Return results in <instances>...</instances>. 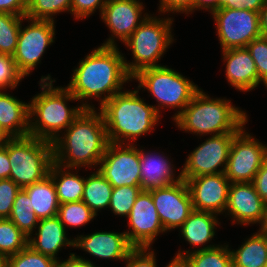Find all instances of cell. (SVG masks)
Listing matches in <instances>:
<instances>
[{
    "mask_svg": "<svg viewBox=\"0 0 267 267\" xmlns=\"http://www.w3.org/2000/svg\"><path fill=\"white\" fill-rule=\"evenodd\" d=\"M84 57L73 69L71 80L65 87L85 109H96L89 99H96L101 107L122 92L123 85L133 81L118 46H98Z\"/></svg>",
    "mask_w": 267,
    "mask_h": 267,
    "instance_id": "6da1fadb",
    "label": "cell"
},
{
    "mask_svg": "<svg viewBox=\"0 0 267 267\" xmlns=\"http://www.w3.org/2000/svg\"><path fill=\"white\" fill-rule=\"evenodd\" d=\"M101 112L84 109L52 143L54 162L68 168H96L109 144Z\"/></svg>",
    "mask_w": 267,
    "mask_h": 267,
    "instance_id": "7a4b0ae2",
    "label": "cell"
},
{
    "mask_svg": "<svg viewBox=\"0 0 267 267\" xmlns=\"http://www.w3.org/2000/svg\"><path fill=\"white\" fill-rule=\"evenodd\" d=\"M139 89L123 90L106 101L101 112L110 143L131 144L140 136L151 133L161 116L153 105L139 96Z\"/></svg>",
    "mask_w": 267,
    "mask_h": 267,
    "instance_id": "3957f363",
    "label": "cell"
},
{
    "mask_svg": "<svg viewBox=\"0 0 267 267\" xmlns=\"http://www.w3.org/2000/svg\"><path fill=\"white\" fill-rule=\"evenodd\" d=\"M56 80L48 74L42 76L40 93L30 98L29 136L54 142L85 109L82 105L71 107L69 102L77 98L62 86H53Z\"/></svg>",
    "mask_w": 267,
    "mask_h": 267,
    "instance_id": "277c9868",
    "label": "cell"
},
{
    "mask_svg": "<svg viewBox=\"0 0 267 267\" xmlns=\"http://www.w3.org/2000/svg\"><path fill=\"white\" fill-rule=\"evenodd\" d=\"M248 118L246 111L235 107L230 99L212 98L200 88L173 122L180 130L202 138L209 134L238 133Z\"/></svg>",
    "mask_w": 267,
    "mask_h": 267,
    "instance_id": "5b68a950",
    "label": "cell"
},
{
    "mask_svg": "<svg viewBox=\"0 0 267 267\" xmlns=\"http://www.w3.org/2000/svg\"><path fill=\"white\" fill-rule=\"evenodd\" d=\"M149 14L123 42L132 52V62L124 57L128 74L133 77L145 68L162 66L158 64L167 49L173 44L172 33L174 17H159Z\"/></svg>",
    "mask_w": 267,
    "mask_h": 267,
    "instance_id": "8992f818",
    "label": "cell"
},
{
    "mask_svg": "<svg viewBox=\"0 0 267 267\" xmlns=\"http://www.w3.org/2000/svg\"><path fill=\"white\" fill-rule=\"evenodd\" d=\"M138 81L139 90H146L153 96L158 105H153L156 112L161 115L162 109L177 110L172 116L174 120L191 102L195 93L200 89L180 72L166 65L145 68L132 77ZM166 107V108H165ZM161 110V111H160Z\"/></svg>",
    "mask_w": 267,
    "mask_h": 267,
    "instance_id": "52a82bcc",
    "label": "cell"
},
{
    "mask_svg": "<svg viewBox=\"0 0 267 267\" xmlns=\"http://www.w3.org/2000/svg\"><path fill=\"white\" fill-rule=\"evenodd\" d=\"M8 157L9 179L24 188L49 175L54 162L53 144L32 136L9 138Z\"/></svg>",
    "mask_w": 267,
    "mask_h": 267,
    "instance_id": "ba28073f",
    "label": "cell"
},
{
    "mask_svg": "<svg viewBox=\"0 0 267 267\" xmlns=\"http://www.w3.org/2000/svg\"><path fill=\"white\" fill-rule=\"evenodd\" d=\"M221 51L246 48L261 36L259 12L246 9L219 8L212 14Z\"/></svg>",
    "mask_w": 267,
    "mask_h": 267,
    "instance_id": "9c48e42d",
    "label": "cell"
},
{
    "mask_svg": "<svg viewBox=\"0 0 267 267\" xmlns=\"http://www.w3.org/2000/svg\"><path fill=\"white\" fill-rule=\"evenodd\" d=\"M28 25L21 23L16 51L13 59L24 77L31 75L41 58L52 43L55 42V21L31 19L25 16ZM23 26V27H22Z\"/></svg>",
    "mask_w": 267,
    "mask_h": 267,
    "instance_id": "30bf717a",
    "label": "cell"
},
{
    "mask_svg": "<svg viewBox=\"0 0 267 267\" xmlns=\"http://www.w3.org/2000/svg\"><path fill=\"white\" fill-rule=\"evenodd\" d=\"M245 129L243 127L232 140L224 172L230 183L252 182L267 158V145Z\"/></svg>",
    "mask_w": 267,
    "mask_h": 267,
    "instance_id": "8fae6325",
    "label": "cell"
},
{
    "mask_svg": "<svg viewBox=\"0 0 267 267\" xmlns=\"http://www.w3.org/2000/svg\"><path fill=\"white\" fill-rule=\"evenodd\" d=\"M237 133L211 135L187 155L182 166V179L224 173L232 140Z\"/></svg>",
    "mask_w": 267,
    "mask_h": 267,
    "instance_id": "7c38bea8",
    "label": "cell"
},
{
    "mask_svg": "<svg viewBox=\"0 0 267 267\" xmlns=\"http://www.w3.org/2000/svg\"><path fill=\"white\" fill-rule=\"evenodd\" d=\"M96 169L112 187L141 186L140 154L136 144L109 143Z\"/></svg>",
    "mask_w": 267,
    "mask_h": 267,
    "instance_id": "4fadbf2b",
    "label": "cell"
},
{
    "mask_svg": "<svg viewBox=\"0 0 267 267\" xmlns=\"http://www.w3.org/2000/svg\"><path fill=\"white\" fill-rule=\"evenodd\" d=\"M125 232L134 248H153L160 233H166L149 191H141L132 206Z\"/></svg>",
    "mask_w": 267,
    "mask_h": 267,
    "instance_id": "5bb4252c",
    "label": "cell"
},
{
    "mask_svg": "<svg viewBox=\"0 0 267 267\" xmlns=\"http://www.w3.org/2000/svg\"><path fill=\"white\" fill-rule=\"evenodd\" d=\"M141 0H107L100 15L110 31V37L101 46H118L116 41L125 42L134 30L149 15L143 14L145 5ZM143 14V15H142ZM143 16V17H142Z\"/></svg>",
    "mask_w": 267,
    "mask_h": 267,
    "instance_id": "9a60e30c",
    "label": "cell"
},
{
    "mask_svg": "<svg viewBox=\"0 0 267 267\" xmlns=\"http://www.w3.org/2000/svg\"><path fill=\"white\" fill-rule=\"evenodd\" d=\"M149 192L166 233L179 229L194 210L184 179L163 188L149 190Z\"/></svg>",
    "mask_w": 267,
    "mask_h": 267,
    "instance_id": "2e32d148",
    "label": "cell"
},
{
    "mask_svg": "<svg viewBox=\"0 0 267 267\" xmlns=\"http://www.w3.org/2000/svg\"><path fill=\"white\" fill-rule=\"evenodd\" d=\"M225 215L232 225L258 224L266 227L267 204L261 199L252 182L231 183Z\"/></svg>",
    "mask_w": 267,
    "mask_h": 267,
    "instance_id": "e0dca14e",
    "label": "cell"
},
{
    "mask_svg": "<svg viewBox=\"0 0 267 267\" xmlns=\"http://www.w3.org/2000/svg\"><path fill=\"white\" fill-rule=\"evenodd\" d=\"M184 180L187 183L194 210L224 215L231 184L224 173L201 175Z\"/></svg>",
    "mask_w": 267,
    "mask_h": 267,
    "instance_id": "ac0fdd59",
    "label": "cell"
},
{
    "mask_svg": "<svg viewBox=\"0 0 267 267\" xmlns=\"http://www.w3.org/2000/svg\"><path fill=\"white\" fill-rule=\"evenodd\" d=\"M100 259L125 261L134 249L125 232L96 231L88 235H77L74 247Z\"/></svg>",
    "mask_w": 267,
    "mask_h": 267,
    "instance_id": "d6986e66",
    "label": "cell"
},
{
    "mask_svg": "<svg viewBox=\"0 0 267 267\" xmlns=\"http://www.w3.org/2000/svg\"><path fill=\"white\" fill-rule=\"evenodd\" d=\"M218 215L204 212V211H197L193 210L188 218L184 221V223L179 228L181 237L188 242L191 246L197 248L196 250H178L175 256L184 257L189 253L194 251H200L205 249H211L217 247L214 243L210 245H206L210 243L211 240H214V236H216V230L219 225H221L218 220ZM200 246H203L200 248Z\"/></svg>",
    "mask_w": 267,
    "mask_h": 267,
    "instance_id": "ffe728a7",
    "label": "cell"
},
{
    "mask_svg": "<svg viewBox=\"0 0 267 267\" xmlns=\"http://www.w3.org/2000/svg\"><path fill=\"white\" fill-rule=\"evenodd\" d=\"M139 154L142 191L163 188L182 180L181 169L179 168V175L176 177V166L172 164L173 162L165 153L145 151V149L139 148Z\"/></svg>",
    "mask_w": 267,
    "mask_h": 267,
    "instance_id": "44dd1931",
    "label": "cell"
},
{
    "mask_svg": "<svg viewBox=\"0 0 267 267\" xmlns=\"http://www.w3.org/2000/svg\"><path fill=\"white\" fill-rule=\"evenodd\" d=\"M225 76L230 86L240 92H249L259 85L256 65L247 48H231L221 51Z\"/></svg>",
    "mask_w": 267,
    "mask_h": 267,
    "instance_id": "7402d4cb",
    "label": "cell"
},
{
    "mask_svg": "<svg viewBox=\"0 0 267 267\" xmlns=\"http://www.w3.org/2000/svg\"><path fill=\"white\" fill-rule=\"evenodd\" d=\"M36 229L28 237V245L38 253L61 262L58 252L64 247H74V238L66 236L67 231L58 216L40 219Z\"/></svg>",
    "mask_w": 267,
    "mask_h": 267,
    "instance_id": "603a6c76",
    "label": "cell"
},
{
    "mask_svg": "<svg viewBox=\"0 0 267 267\" xmlns=\"http://www.w3.org/2000/svg\"><path fill=\"white\" fill-rule=\"evenodd\" d=\"M0 128L9 138L29 136V102L0 91Z\"/></svg>",
    "mask_w": 267,
    "mask_h": 267,
    "instance_id": "cb8c5ba5",
    "label": "cell"
},
{
    "mask_svg": "<svg viewBox=\"0 0 267 267\" xmlns=\"http://www.w3.org/2000/svg\"><path fill=\"white\" fill-rule=\"evenodd\" d=\"M259 231L246 238L244 242L230 252L232 267H265L267 265V229Z\"/></svg>",
    "mask_w": 267,
    "mask_h": 267,
    "instance_id": "d4e9b609",
    "label": "cell"
},
{
    "mask_svg": "<svg viewBox=\"0 0 267 267\" xmlns=\"http://www.w3.org/2000/svg\"><path fill=\"white\" fill-rule=\"evenodd\" d=\"M80 170V168L63 167L55 162L51 165L49 175L55 184L60 204L82 201L85 177L78 174Z\"/></svg>",
    "mask_w": 267,
    "mask_h": 267,
    "instance_id": "484cf974",
    "label": "cell"
},
{
    "mask_svg": "<svg viewBox=\"0 0 267 267\" xmlns=\"http://www.w3.org/2000/svg\"><path fill=\"white\" fill-rule=\"evenodd\" d=\"M30 197L31 210L40 219L58 215L59 201L50 175L23 188Z\"/></svg>",
    "mask_w": 267,
    "mask_h": 267,
    "instance_id": "4316f807",
    "label": "cell"
},
{
    "mask_svg": "<svg viewBox=\"0 0 267 267\" xmlns=\"http://www.w3.org/2000/svg\"><path fill=\"white\" fill-rule=\"evenodd\" d=\"M112 190V185L97 169L85 178L82 201L98 215L99 211L109 207Z\"/></svg>",
    "mask_w": 267,
    "mask_h": 267,
    "instance_id": "83f0119b",
    "label": "cell"
},
{
    "mask_svg": "<svg viewBox=\"0 0 267 267\" xmlns=\"http://www.w3.org/2000/svg\"><path fill=\"white\" fill-rule=\"evenodd\" d=\"M189 267H232V255L229 244L194 251L184 256Z\"/></svg>",
    "mask_w": 267,
    "mask_h": 267,
    "instance_id": "f1b7e54d",
    "label": "cell"
},
{
    "mask_svg": "<svg viewBox=\"0 0 267 267\" xmlns=\"http://www.w3.org/2000/svg\"><path fill=\"white\" fill-rule=\"evenodd\" d=\"M30 197L27 192L21 188L12 205L9 219L27 236L32 235L39 223V218L32 211Z\"/></svg>",
    "mask_w": 267,
    "mask_h": 267,
    "instance_id": "f546056e",
    "label": "cell"
},
{
    "mask_svg": "<svg viewBox=\"0 0 267 267\" xmlns=\"http://www.w3.org/2000/svg\"><path fill=\"white\" fill-rule=\"evenodd\" d=\"M24 16L0 13V53L13 56L18 42L21 23Z\"/></svg>",
    "mask_w": 267,
    "mask_h": 267,
    "instance_id": "4dcf8cb0",
    "label": "cell"
},
{
    "mask_svg": "<svg viewBox=\"0 0 267 267\" xmlns=\"http://www.w3.org/2000/svg\"><path fill=\"white\" fill-rule=\"evenodd\" d=\"M28 245V237L9 219L0 218V252L7 257Z\"/></svg>",
    "mask_w": 267,
    "mask_h": 267,
    "instance_id": "1f68e13d",
    "label": "cell"
},
{
    "mask_svg": "<svg viewBox=\"0 0 267 267\" xmlns=\"http://www.w3.org/2000/svg\"><path fill=\"white\" fill-rule=\"evenodd\" d=\"M57 216L65 229L68 226L74 228L85 226L97 217L84 201L60 204Z\"/></svg>",
    "mask_w": 267,
    "mask_h": 267,
    "instance_id": "d6a6232c",
    "label": "cell"
},
{
    "mask_svg": "<svg viewBox=\"0 0 267 267\" xmlns=\"http://www.w3.org/2000/svg\"><path fill=\"white\" fill-rule=\"evenodd\" d=\"M72 0H28L26 17L31 19L52 20L59 13L70 12Z\"/></svg>",
    "mask_w": 267,
    "mask_h": 267,
    "instance_id": "836d02e7",
    "label": "cell"
},
{
    "mask_svg": "<svg viewBox=\"0 0 267 267\" xmlns=\"http://www.w3.org/2000/svg\"><path fill=\"white\" fill-rule=\"evenodd\" d=\"M142 191L141 186L113 187L109 209L120 217H128L137 196Z\"/></svg>",
    "mask_w": 267,
    "mask_h": 267,
    "instance_id": "e575fe53",
    "label": "cell"
},
{
    "mask_svg": "<svg viewBox=\"0 0 267 267\" xmlns=\"http://www.w3.org/2000/svg\"><path fill=\"white\" fill-rule=\"evenodd\" d=\"M55 259L34 251L29 245L7 258V267H58Z\"/></svg>",
    "mask_w": 267,
    "mask_h": 267,
    "instance_id": "d590c367",
    "label": "cell"
},
{
    "mask_svg": "<svg viewBox=\"0 0 267 267\" xmlns=\"http://www.w3.org/2000/svg\"><path fill=\"white\" fill-rule=\"evenodd\" d=\"M24 78L13 56L0 53V91L14 90Z\"/></svg>",
    "mask_w": 267,
    "mask_h": 267,
    "instance_id": "8d00e7d4",
    "label": "cell"
},
{
    "mask_svg": "<svg viewBox=\"0 0 267 267\" xmlns=\"http://www.w3.org/2000/svg\"><path fill=\"white\" fill-rule=\"evenodd\" d=\"M256 65L259 84H264L267 89V36H260L252 40L247 46Z\"/></svg>",
    "mask_w": 267,
    "mask_h": 267,
    "instance_id": "74e56055",
    "label": "cell"
},
{
    "mask_svg": "<svg viewBox=\"0 0 267 267\" xmlns=\"http://www.w3.org/2000/svg\"><path fill=\"white\" fill-rule=\"evenodd\" d=\"M20 187L11 179L0 180V218H9Z\"/></svg>",
    "mask_w": 267,
    "mask_h": 267,
    "instance_id": "f35d334b",
    "label": "cell"
},
{
    "mask_svg": "<svg viewBox=\"0 0 267 267\" xmlns=\"http://www.w3.org/2000/svg\"><path fill=\"white\" fill-rule=\"evenodd\" d=\"M156 254L151 248H134L124 261L125 267H157Z\"/></svg>",
    "mask_w": 267,
    "mask_h": 267,
    "instance_id": "ab89813d",
    "label": "cell"
},
{
    "mask_svg": "<svg viewBox=\"0 0 267 267\" xmlns=\"http://www.w3.org/2000/svg\"><path fill=\"white\" fill-rule=\"evenodd\" d=\"M106 2L107 0H72L71 15L76 20L87 19L96 12V9L99 10V15H101Z\"/></svg>",
    "mask_w": 267,
    "mask_h": 267,
    "instance_id": "60d3db41",
    "label": "cell"
},
{
    "mask_svg": "<svg viewBox=\"0 0 267 267\" xmlns=\"http://www.w3.org/2000/svg\"><path fill=\"white\" fill-rule=\"evenodd\" d=\"M158 13L163 15L167 12L169 13H185L192 14L194 12V0H159Z\"/></svg>",
    "mask_w": 267,
    "mask_h": 267,
    "instance_id": "b9f144b4",
    "label": "cell"
},
{
    "mask_svg": "<svg viewBox=\"0 0 267 267\" xmlns=\"http://www.w3.org/2000/svg\"><path fill=\"white\" fill-rule=\"evenodd\" d=\"M28 0H0V13L26 16Z\"/></svg>",
    "mask_w": 267,
    "mask_h": 267,
    "instance_id": "7bdbcfd3",
    "label": "cell"
},
{
    "mask_svg": "<svg viewBox=\"0 0 267 267\" xmlns=\"http://www.w3.org/2000/svg\"><path fill=\"white\" fill-rule=\"evenodd\" d=\"M252 183L261 199L267 204V158L256 173Z\"/></svg>",
    "mask_w": 267,
    "mask_h": 267,
    "instance_id": "ee69618b",
    "label": "cell"
},
{
    "mask_svg": "<svg viewBox=\"0 0 267 267\" xmlns=\"http://www.w3.org/2000/svg\"><path fill=\"white\" fill-rule=\"evenodd\" d=\"M11 164L8 157V140L0 145V180L10 178Z\"/></svg>",
    "mask_w": 267,
    "mask_h": 267,
    "instance_id": "f6af8a7d",
    "label": "cell"
},
{
    "mask_svg": "<svg viewBox=\"0 0 267 267\" xmlns=\"http://www.w3.org/2000/svg\"><path fill=\"white\" fill-rule=\"evenodd\" d=\"M58 267H100L96 266L93 261L85 259L82 256L76 255V253H70L68 259L59 262Z\"/></svg>",
    "mask_w": 267,
    "mask_h": 267,
    "instance_id": "bcb514c9",
    "label": "cell"
},
{
    "mask_svg": "<svg viewBox=\"0 0 267 267\" xmlns=\"http://www.w3.org/2000/svg\"><path fill=\"white\" fill-rule=\"evenodd\" d=\"M266 0H233V9H246L260 12Z\"/></svg>",
    "mask_w": 267,
    "mask_h": 267,
    "instance_id": "7dc6e473",
    "label": "cell"
},
{
    "mask_svg": "<svg viewBox=\"0 0 267 267\" xmlns=\"http://www.w3.org/2000/svg\"><path fill=\"white\" fill-rule=\"evenodd\" d=\"M200 9L212 14L219 9V0H194V12Z\"/></svg>",
    "mask_w": 267,
    "mask_h": 267,
    "instance_id": "c3c4849f",
    "label": "cell"
},
{
    "mask_svg": "<svg viewBox=\"0 0 267 267\" xmlns=\"http://www.w3.org/2000/svg\"><path fill=\"white\" fill-rule=\"evenodd\" d=\"M260 32L262 36H267V0L259 12Z\"/></svg>",
    "mask_w": 267,
    "mask_h": 267,
    "instance_id": "681fc988",
    "label": "cell"
},
{
    "mask_svg": "<svg viewBox=\"0 0 267 267\" xmlns=\"http://www.w3.org/2000/svg\"><path fill=\"white\" fill-rule=\"evenodd\" d=\"M165 267H189L184 257L174 256Z\"/></svg>",
    "mask_w": 267,
    "mask_h": 267,
    "instance_id": "f907efd6",
    "label": "cell"
},
{
    "mask_svg": "<svg viewBox=\"0 0 267 267\" xmlns=\"http://www.w3.org/2000/svg\"><path fill=\"white\" fill-rule=\"evenodd\" d=\"M219 8H233V0H219Z\"/></svg>",
    "mask_w": 267,
    "mask_h": 267,
    "instance_id": "816d5d0a",
    "label": "cell"
},
{
    "mask_svg": "<svg viewBox=\"0 0 267 267\" xmlns=\"http://www.w3.org/2000/svg\"><path fill=\"white\" fill-rule=\"evenodd\" d=\"M7 256L0 252V267H7Z\"/></svg>",
    "mask_w": 267,
    "mask_h": 267,
    "instance_id": "f5cc1de1",
    "label": "cell"
},
{
    "mask_svg": "<svg viewBox=\"0 0 267 267\" xmlns=\"http://www.w3.org/2000/svg\"><path fill=\"white\" fill-rule=\"evenodd\" d=\"M8 139L9 137L0 128V145H3Z\"/></svg>",
    "mask_w": 267,
    "mask_h": 267,
    "instance_id": "db71d44e",
    "label": "cell"
}]
</instances>
